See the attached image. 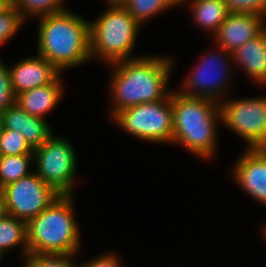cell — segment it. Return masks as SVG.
I'll return each mask as SVG.
<instances>
[{"instance_id":"1","label":"cell","mask_w":266,"mask_h":267,"mask_svg":"<svg viewBox=\"0 0 266 267\" xmlns=\"http://www.w3.org/2000/svg\"><path fill=\"white\" fill-rule=\"evenodd\" d=\"M111 65V117L134 105L163 100L170 93L166 85L173 62L166 57L140 56Z\"/></svg>"},{"instance_id":"2","label":"cell","mask_w":266,"mask_h":267,"mask_svg":"<svg viewBox=\"0 0 266 267\" xmlns=\"http://www.w3.org/2000/svg\"><path fill=\"white\" fill-rule=\"evenodd\" d=\"M38 55L61 73L79 66L90 56V22L68 9L40 17Z\"/></svg>"},{"instance_id":"3","label":"cell","mask_w":266,"mask_h":267,"mask_svg":"<svg viewBox=\"0 0 266 267\" xmlns=\"http://www.w3.org/2000/svg\"><path fill=\"white\" fill-rule=\"evenodd\" d=\"M219 103L204 97L172 92L173 139L192 154L208 158L215 152L216 124L221 120Z\"/></svg>"},{"instance_id":"4","label":"cell","mask_w":266,"mask_h":267,"mask_svg":"<svg viewBox=\"0 0 266 267\" xmlns=\"http://www.w3.org/2000/svg\"><path fill=\"white\" fill-rule=\"evenodd\" d=\"M72 195H60L27 223L29 253L77 255L79 228L74 219Z\"/></svg>"},{"instance_id":"5","label":"cell","mask_w":266,"mask_h":267,"mask_svg":"<svg viewBox=\"0 0 266 267\" xmlns=\"http://www.w3.org/2000/svg\"><path fill=\"white\" fill-rule=\"evenodd\" d=\"M95 22H90V56L113 64L135 59L129 56L140 24L122 5H110Z\"/></svg>"},{"instance_id":"6","label":"cell","mask_w":266,"mask_h":267,"mask_svg":"<svg viewBox=\"0 0 266 267\" xmlns=\"http://www.w3.org/2000/svg\"><path fill=\"white\" fill-rule=\"evenodd\" d=\"M112 118L120 128L135 137L151 142L172 143V91L163 100L122 109Z\"/></svg>"},{"instance_id":"7","label":"cell","mask_w":266,"mask_h":267,"mask_svg":"<svg viewBox=\"0 0 266 267\" xmlns=\"http://www.w3.org/2000/svg\"><path fill=\"white\" fill-rule=\"evenodd\" d=\"M33 156L37 162L35 173L60 195H72L78 162L69 141L52 135L33 150Z\"/></svg>"},{"instance_id":"8","label":"cell","mask_w":266,"mask_h":267,"mask_svg":"<svg viewBox=\"0 0 266 267\" xmlns=\"http://www.w3.org/2000/svg\"><path fill=\"white\" fill-rule=\"evenodd\" d=\"M221 121L242 136L248 149L266 148V97L219 103Z\"/></svg>"},{"instance_id":"9","label":"cell","mask_w":266,"mask_h":267,"mask_svg":"<svg viewBox=\"0 0 266 267\" xmlns=\"http://www.w3.org/2000/svg\"><path fill=\"white\" fill-rule=\"evenodd\" d=\"M8 215L28 223L60 196L34 171L2 188Z\"/></svg>"},{"instance_id":"10","label":"cell","mask_w":266,"mask_h":267,"mask_svg":"<svg viewBox=\"0 0 266 267\" xmlns=\"http://www.w3.org/2000/svg\"><path fill=\"white\" fill-rule=\"evenodd\" d=\"M217 48H219L217 53H208L200 64L196 66L197 68L193 69L192 74L184 80L185 82L182 86L184 90H180V93L186 96L204 97L220 102L218 99L222 95L221 92L224 93L226 91L225 89L228 85V78L226 77L230 72L224 58L231 57V53L221 47ZM224 53L228 56L225 57Z\"/></svg>"},{"instance_id":"11","label":"cell","mask_w":266,"mask_h":267,"mask_svg":"<svg viewBox=\"0 0 266 267\" xmlns=\"http://www.w3.org/2000/svg\"><path fill=\"white\" fill-rule=\"evenodd\" d=\"M233 169L241 188L266 205V148H247Z\"/></svg>"},{"instance_id":"12","label":"cell","mask_w":266,"mask_h":267,"mask_svg":"<svg viewBox=\"0 0 266 267\" xmlns=\"http://www.w3.org/2000/svg\"><path fill=\"white\" fill-rule=\"evenodd\" d=\"M264 19L257 14L229 13L213 36L216 46L231 53L266 28Z\"/></svg>"},{"instance_id":"13","label":"cell","mask_w":266,"mask_h":267,"mask_svg":"<svg viewBox=\"0 0 266 267\" xmlns=\"http://www.w3.org/2000/svg\"><path fill=\"white\" fill-rule=\"evenodd\" d=\"M9 72L16 96L21 92L53 83L61 76V72L40 55L22 59L9 68Z\"/></svg>"},{"instance_id":"14","label":"cell","mask_w":266,"mask_h":267,"mask_svg":"<svg viewBox=\"0 0 266 267\" xmlns=\"http://www.w3.org/2000/svg\"><path fill=\"white\" fill-rule=\"evenodd\" d=\"M4 129L20 132L34 150L42 146L53 134L46 121L29 115L17 103L1 113Z\"/></svg>"},{"instance_id":"15","label":"cell","mask_w":266,"mask_h":267,"mask_svg":"<svg viewBox=\"0 0 266 267\" xmlns=\"http://www.w3.org/2000/svg\"><path fill=\"white\" fill-rule=\"evenodd\" d=\"M231 58L244 68L253 81L266 85V28L232 51Z\"/></svg>"},{"instance_id":"16","label":"cell","mask_w":266,"mask_h":267,"mask_svg":"<svg viewBox=\"0 0 266 267\" xmlns=\"http://www.w3.org/2000/svg\"><path fill=\"white\" fill-rule=\"evenodd\" d=\"M60 76L48 85L36 87L21 92L16 97V103L29 115L41 117L52 111L62 97Z\"/></svg>"},{"instance_id":"17","label":"cell","mask_w":266,"mask_h":267,"mask_svg":"<svg viewBox=\"0 0 266 267\" xmlns=\"http://www.w3.org/2000/svg\"><path fill=\"white\" fill-rule=\"evenodd\" d=\"M187 0H180V5ZM193 17L198 25L214 35L229 12L223 0H189Z\"/></svg>"},{"instance_id":"18","label":"cell","mask_w":266,"mask_h":267,"mask_svg":"<svg viewBox=\"0 0 266 267\" xmlns=\"http://www.w3.org/2000/svg\"><path fill=\"white\" fill-rule=\"evenodd\" d=\"M22 245L23 256L29 254L27 243V223L7 215L0 219V260L8 249Z\"/></svg>"},{"instance_id":"19","label":"cell","mask_w":266,"mask_h":267,"mask_svg":"<svg viewBox=\"0 0 266 267\" xmlns=\"http://www.w3.org/2000/svg\"><path fill=\"white\" fill-rule=\"evenodd\" d=\"M33 155H8L0 158V189L6 185L28 176L29 162Z\"/></svg>"},{"instance_id":"20","label":"cell","mask_w":266,"mask_h":267,"mask_svg":"<svg viewBox=\"0 0 266 267\" xmlns=\"http://www.w3.org/2000/svg\"><path fill=\"white\" fill-rule=\"evenodd\" d=\"M180 5V0H126L122 6L140 24L160 12Z\"/></svg>"},{"instance_id":"21","label":"cell","mask_w":266,"mask_h":267,"mask_svg":"<svg viewBox=\"0 0 266 267\" xmlns=\"http://www.w3.org/2000/svg\"><path fill=\"white\" fill-rule=\"evenodd\" d=\"M63 0H14L12 4L25 19L26 15L46 16L66 10Z\"/></svg>"},{"instance_id":"22","label":"cell","mask_w":266,"mask_h":267,"mask_svg":"<svg viewBox=\"0 0 266 267\" xmlns=\"http://www.w3.org/2000/svg\"><path fill=\"white\" fill-rule=\"evenodd\" d=\"M0 154L1 156L33 155V149L20 132L3 129L0 136Z\"/></svg>"},{"instance_id":"23","label":"cell","mask_w":266,"mask_h":267,"mask_svg":"<svg viewBox=\"0 0 266 267\" xmlns=\"http://www.w3.org/2000/svg\"><path fill=\"white\" fill-rule=\"evenodd\" d=\"M24 18L11 3L0 12V45L11 39L22 26Z\"/></svg>"},{"instance_id":"24","label":"cell","mask_w":266,"mask_h":267,"mask_svg":"<svg viewBox=\"0 0 266 267\" xmlns=\"http://www.w3.org/2000/svg\"><path fill=\"white\" fill-rule=\"evenodd\" d=\"M75 255L68 254H33L29 253L24 267H76L73 262Z\"/></svg>"},{"instance_id":"25","label":"cell","mask_w":266,"mask_h":267,"mask_svg":"<svg viewBox=\"0 0 266 267\" xmlns=\"http://www.w3.org/2000/svg\"><path fill=\"white\" fill-rule=\"evenodd\" d=\"M229 13L257 14L266 18V0H223Z\"/></svg>"},{"instance_id":"26","label":"cell","mask_w":266,"mask_h":267,"mask_svg":"<svg viewBox=\"0 0 266 267\" xmlns=\"http://www.w3.org/2000/svg\"><path fill=\"white\" fill-rule=\"evenodd\" d=\"M16 97L11 84L9 68L0 61V114L16 104Z\"/></svg>"},{"instance_id":"27","label":"cell","mask_w":266,"mask_h":267,"mask_svg":"<svg viewBox=\"0 0 266 267\" xmlns=\"http://www.w3.org/2000/svg\"><path fill=\"white\" fill-rule=\"evenodd\" d=\"M85 267H122L118 256L110 253L103 254L100 257L88 261L83 264Z\"/></svg>"},{"instance_id":"28","label":"cell","mask_w":266,"mask_h":267,"mask_svg":"<svg viewBox=\"0 0 266 267\" xmlns=\"http://www.w3.org/2000/svg\"><path fill=\"white\" fill-rule=\"evenodd\" d=\"M8 215L6 207V199L2 189H0V219Z\"/></svg>"},{"instance_id":"29","label":"cell","mask_w":266,"mask_h":267,"mask_svg":"<svg viewBox=\"0 0 266 267\" xmlns=\"http://www.w3.org/2000/svg\"><path fill=\"white\" fill-rule=\"evenodd\" d=\"M11 2L9 0H0V12L7 8Z\"/></svg>"},{"instance_id":"30","label":"cell","mask_w":266,"mask_h":267,"mask_svg":"<svg viewBox=\"0 0 266 267\" xmlns=\"http://www.w3.org/2000/svg\"><path fill=\"white\" fill-rule=\"evenodd\" d=\"M126 0H107V4L109 5H122Z\"/></svg>"},{"instance_id":"31","label":"cell","mask_w":266,"mask_h":267,"mask_svg":"<svg viewBox=\"0 0 266 267\" xmlns=\"http://www.w3.org/2000/svg\"><path fill=\"white\" fill-rule=\"evenodd\" d=\"M3 129H4V125H3L2 115L0 114V136H1V133L3 132Z\"/></svg>"}]
</instances>
